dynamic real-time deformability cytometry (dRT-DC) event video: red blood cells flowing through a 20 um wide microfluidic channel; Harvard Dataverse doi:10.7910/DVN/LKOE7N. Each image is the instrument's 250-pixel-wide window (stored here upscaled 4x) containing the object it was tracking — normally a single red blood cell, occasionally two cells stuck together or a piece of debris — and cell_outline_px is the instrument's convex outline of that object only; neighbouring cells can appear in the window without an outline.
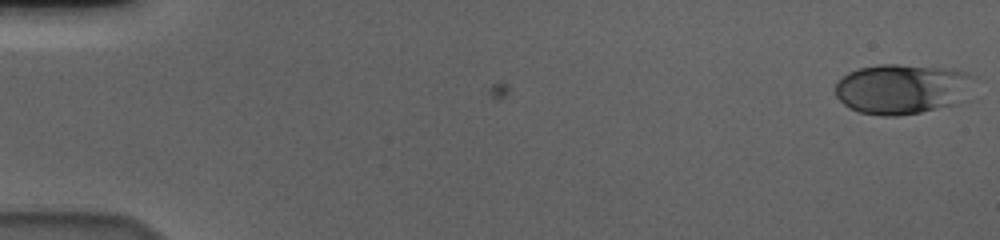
{"species": "human", "species_latin": "Homo sapiens", "temperature_condition": "cold", "stored_images_in_passage": 4, "camera_frame_rate_fps": 3000, "um_per_image_px": 0.085, "donor": {"sex": "male"}, "frame": {"image": 1, "passage_image": 1, "time_ms": 0.0, "image_size_px": [1000, 240], "cell_outline_px": [[976, 76], [952, 104], [920, 112], [896, 116], [884, 116], [860, 112], [844, 104], [836, 96], [836, 84], [848, 72], [860, 68], [880, 64], [896, 64], [956, 68], [968, 72]], "centroid_in_image_um": [76.62, 7.52], "position_along_channel_um": 8.4, "area_um2": 39.71}}